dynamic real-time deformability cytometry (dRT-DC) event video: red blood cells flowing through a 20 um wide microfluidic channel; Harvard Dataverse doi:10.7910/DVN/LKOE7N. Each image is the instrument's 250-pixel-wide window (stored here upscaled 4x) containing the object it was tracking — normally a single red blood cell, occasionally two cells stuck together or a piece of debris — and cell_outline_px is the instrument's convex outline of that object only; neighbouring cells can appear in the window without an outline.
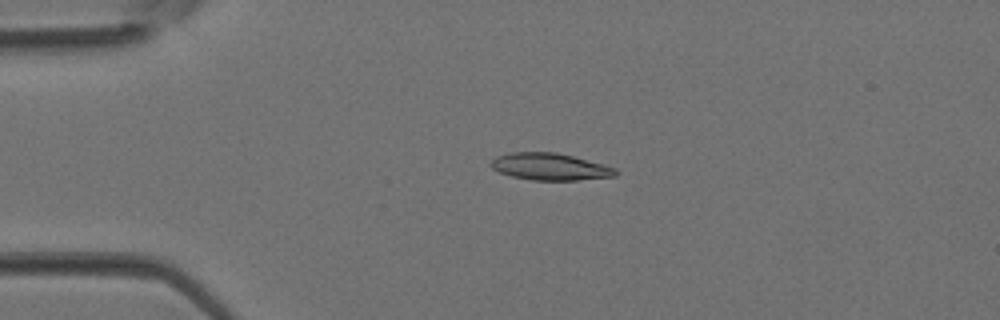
{"species": "Egyptian fruit bat (a non-hibernating species)", "species_latin": "Rousettus aegyptiacus", "temperature_condition": "room temperature", "stored_images_in_passage": 4, "camera_frame_rate_fps": 3000, "um_per_image_px": 0.085, "animal": {"sex": "female"}, "frame": {"image": 1, "passage_image": 3, "time_ms": 0.667, "image_size_px": [1000, 320], "cell_outline_px": [[620, 172], [616, 176], [576, 180], [532, 180], [512, 176], [500, 172], [492, 168], [488, 164], [496, 156], [512, 152], [556, 152], [604, 164], [616, 168]], "centroid_in_image_um": [46.76, 14.16], "position_along_channel_um": 38.2, "area_um2": 19.65}}